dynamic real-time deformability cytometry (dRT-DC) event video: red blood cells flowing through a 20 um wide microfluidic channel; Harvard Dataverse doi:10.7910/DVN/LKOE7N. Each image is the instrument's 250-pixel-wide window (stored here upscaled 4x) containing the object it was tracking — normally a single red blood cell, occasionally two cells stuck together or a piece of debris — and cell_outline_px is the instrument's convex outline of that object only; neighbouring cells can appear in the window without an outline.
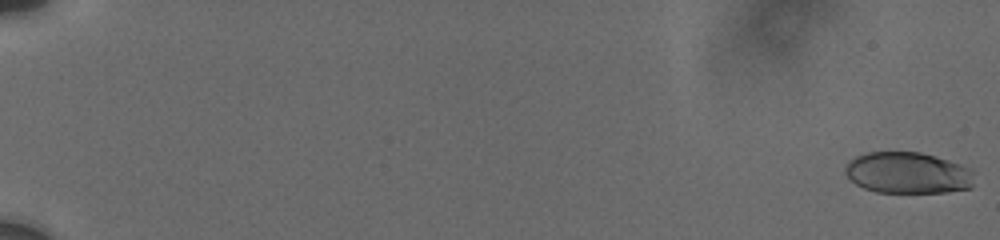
{"species": "human", "species_latin": "Homo sapiens", "temperature_condition": "cold", "stored_images_in_passage": 72, "camera_frame_rate_fps": 3000, "um_per_image_px": 0.085, "donor": {"sex": "male"}, "frame": {"image": 1, "passage_image": 1, "time_ms": 0.0, "image_size_px": [1000, 240], "cell_outline_px": [[972, 188], [948, 192], [876, 192], [864, 188], [856, 184], [844, 172], [844, 168], [848, 160], [856, 156], [868, 152], [920, 152], [936, 156], [960, 164], [968, 168], [972, 172]], "centroid_in_image_um": [77.14, 14.69], "position_along_channel_um": 7.9, "area_um2": 31.1}}
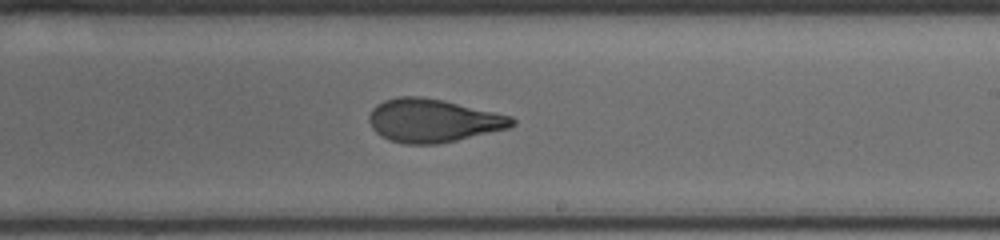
{"frame": {"image": 2, "passage_image": 47, "time_ms": 12.333, "image_size_px": [1000, 240], "cell_outline_px": [[516, 124], [508, 128], [456, 140], [436, 144], [404, 144], [380, 136], [372, 128], [368, 120], [368, 116], [372, 108], [376, 104], [384, 100], [400, 96], [420, 96], [444, 100], [496, 112], [512, 116], [516, 120]], "centroid_in_image_um": [36.79, 10.24], "position_along_channel_um": 252.2, "area_um2": 36.13}}
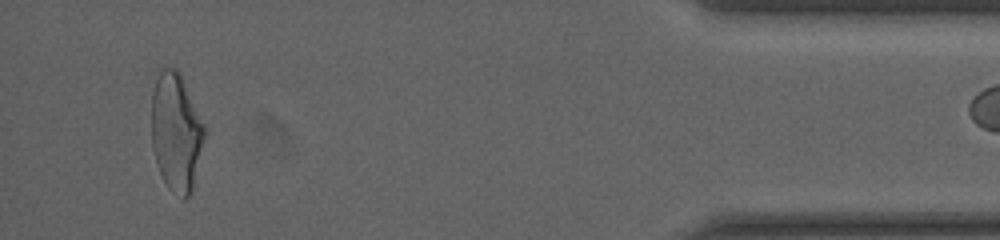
{"frame": {"image": 3, "passage_image": 71, "time_ms": 18.333, "image_size_px": [1000, 240], "cell_outline_px": [[204, 136], [192, 192], [184, 200], [168, 188], [156, 164], [152, 148], [152, 92], [156, 68], [176, 68], [180, 72], [204, 124]], "centroid_in_image_um": [14.94, 11.18], "position_along_channel_um": 420.3, "area_um2": 36.59}}